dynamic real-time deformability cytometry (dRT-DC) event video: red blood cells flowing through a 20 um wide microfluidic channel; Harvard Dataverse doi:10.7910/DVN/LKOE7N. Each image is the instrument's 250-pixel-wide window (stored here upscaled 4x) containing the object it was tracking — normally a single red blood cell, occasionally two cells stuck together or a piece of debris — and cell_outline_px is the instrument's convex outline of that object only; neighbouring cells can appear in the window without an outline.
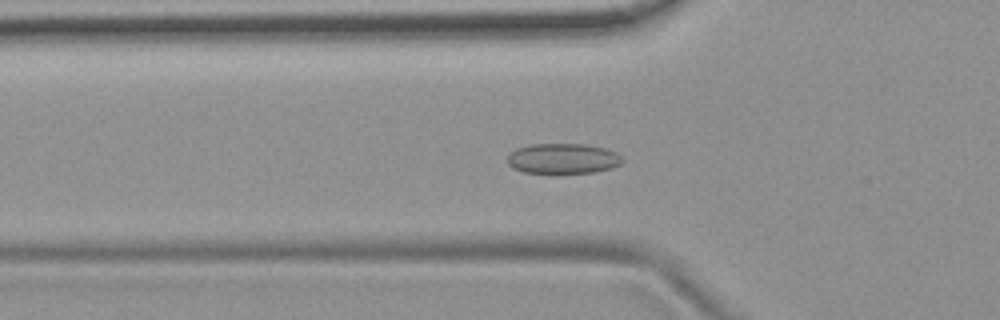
{"species": "common noctule bat (a hibernating species)", "species_latin": "Nyctalus noctula", "temperature_condition": "room temperature", "stored_images_in_passage": 30, "camera_frame_rate_fps": 3000, "um_per_image_px": 0.085, "animal": {"sex": "female", "body_mass_g": 19.9}, "frame": {"image": 1, "passage_image": 19, "time_ms": 6.0, "image_size_px": [1000, 320], "cell_outline_px": [[624, 160], [620, 164], [612, 168], [596, 172], [524, 172], [512, 168], [508, 164], [508, 156], [516, 148], [528, 144], [584, 144], [604, 148], [616, 152]], "centroid_in_image_um": [47.85, 13.46], "position_along_channel_um": 77.9, "area_um2": 20.11}}
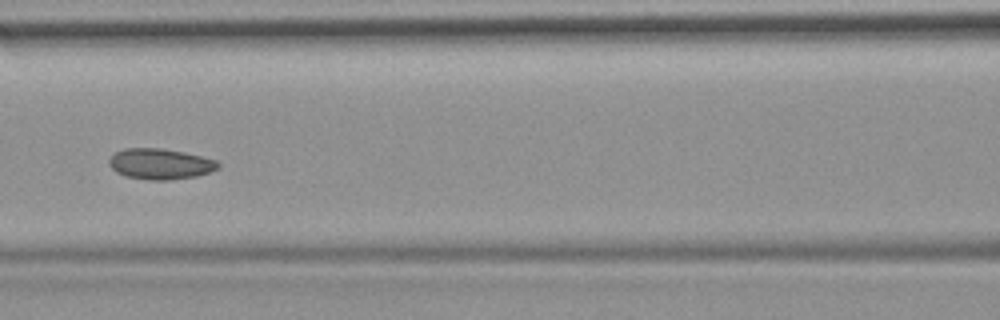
{"frame": {"image": 2, "passage_image": 25, "time_ms": 8.0, "image_size_px": [1000, 320], "cell_outline_px": [[220, 168], [196, 176], [168, 180], [152, 180], [124, 176], [116, 172], [108, 164], [108, 160], [116, 152], [124, 148], [160, 148], [184, 152], [216, 160], [220, 164]], "centroid_in_image_um": [13.61, 13.93], "position_along_channel_um": 153.0, "area_um2": 19.48}}
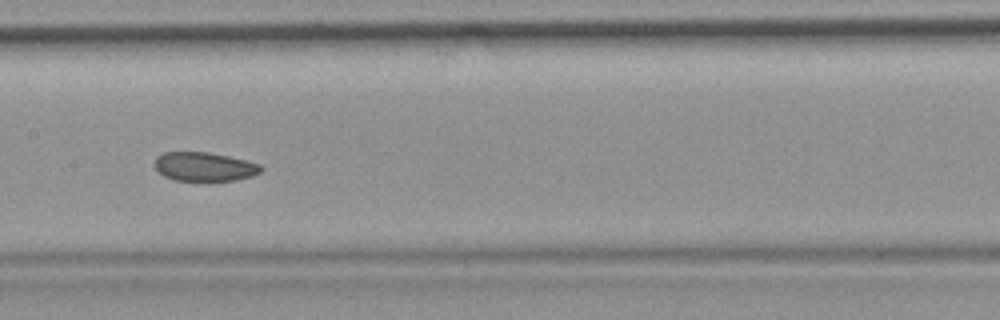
{"frame": {"image": 3, "passage_image": 28, "time_ms": 9.0, "image_size_px": [1000, 320], "cell_outline_px": [[264, 168], [260, 172], [252, 176], [236, 180], [176, 180], [164, 176], [152, 164], [156, 156], [164, 152], [208, 152], [228, 156], [260, 164]], "centroid_in_image_um": [17.35, 14.15], "position_along_channel_um": 190.0, "area_um2": 17.86}}